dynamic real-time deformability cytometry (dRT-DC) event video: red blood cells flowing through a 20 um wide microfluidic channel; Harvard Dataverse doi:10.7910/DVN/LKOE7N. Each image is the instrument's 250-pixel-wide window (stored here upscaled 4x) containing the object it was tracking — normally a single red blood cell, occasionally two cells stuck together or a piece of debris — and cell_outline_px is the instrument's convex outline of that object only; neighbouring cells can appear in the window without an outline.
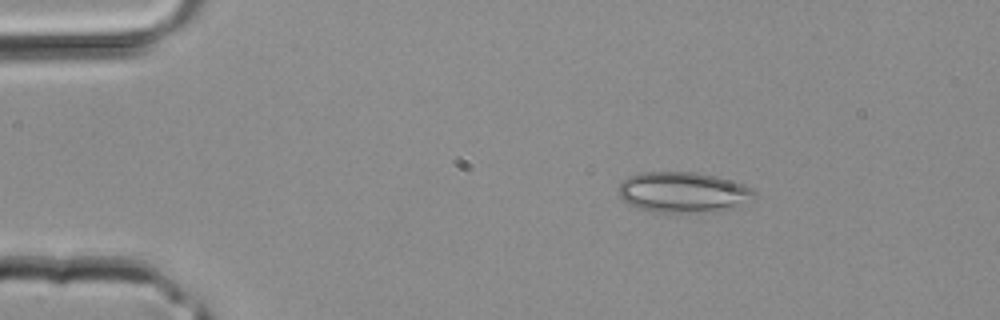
{"species": "common noctule bat (a hibernating species)", "species_latin": "Nyctalus noctula", "temperature_condition": "room temperature", "stored_images_in_passage": 33, "camera_frame_rate_fps": 3000, "um_per_image_px": 0.085, "animal": {"sex": "male", "body_mass_g": 20.4}, "frame": {"image": 1, "passage_image": 1, "time_ms": 0.0, "image_size_px": [1000, 320], "cell_outline_px": [[756, 196], [732, 208], [716, 212], [652, 212], [628, 204], [620, 196], [620, 180], [628, 176], [640, 172], [700, 172], [728, 180], [752, 188], [756, 192]], "centroid_in_image_um": [58.04, 16.34], "position_along_channel_um": 27.0, "area_um2": 32.02}}
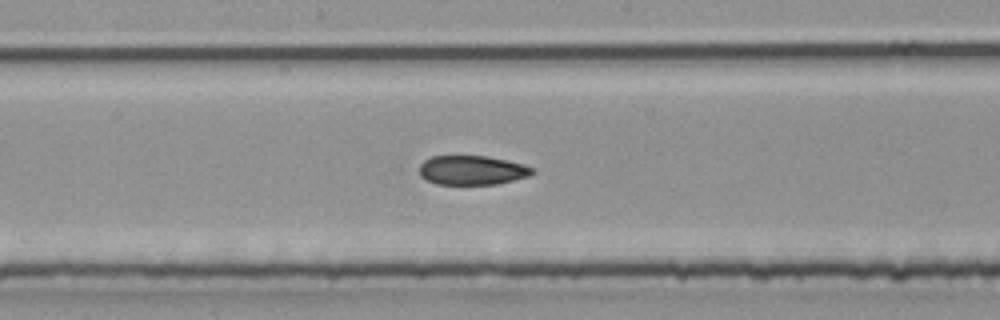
{"frame": {"image": 2, "passage_image": 15, "time_ms": 4.667, "image_size_px": [1000, 320], "cell_outline_px": [[536, 172], [528, 176], [496, 184], [436, 184], [420, 176], [420, 164], [424, 160], [432, 156], [488, 156], [524, 164], [536, 168]], "centroid_in_image_um": [40.15, 14.46], "position_along_channel_um": 208.0, "area_um2": 19.31}}
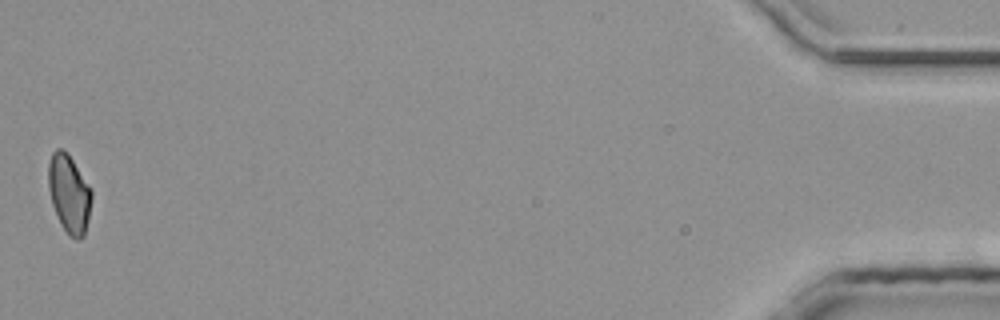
{"frame": {"image": 3, "passage_image": 33, "time_ms": 10.667, "image_size_px": [1000, 320], "cell_outline_px": [[92, 196], [88, 220], [84, 236], [80, 240], [76, 240], [68, 236], [52, 204], [48, 188], [48, 164], [52, 152], [56, 148], [60, 148], [72, 160], [92, 188]], "centroid_in_image_um": [5.88, 16.48], "position_along_channel_um": 429.3, "area_um2": 19.59}}